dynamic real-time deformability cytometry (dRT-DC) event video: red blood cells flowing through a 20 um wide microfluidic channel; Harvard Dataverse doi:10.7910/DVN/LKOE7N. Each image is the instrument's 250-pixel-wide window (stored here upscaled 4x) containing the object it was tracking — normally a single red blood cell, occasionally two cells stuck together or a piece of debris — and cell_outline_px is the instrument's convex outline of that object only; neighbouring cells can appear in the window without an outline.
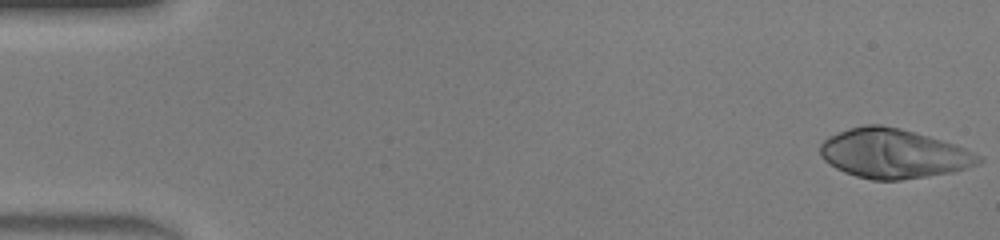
{"species": "human", "species_latin": "Homo sapiens", "temperature_condition": "warm", "stored_images_in_passage": 47, "camera_frame_rate_fps": 3000, "um_per_image_px": 0.085, "donor": {"sex": "male"}, "frame": {"image": 1, "passage_image": 1, "time_ms": 0.0, "image_size_px": [1000, 240], "cell_outline_px": [[984, 160], [976, 164], [952, 172], [900, 180], [872, 180], [856, 176], [844, 172], [836, 168], [824, 160], [820, 156], [820, 144], [828, 136], [848, 128], [864, 124], [880, 124], [900, 128], [928, 136], [964, 148], [980, 156]], "centroid_in_image_um": [75.88, 13.05], "position_along_channel_um": 9.1, "area_um2": 45.26}}
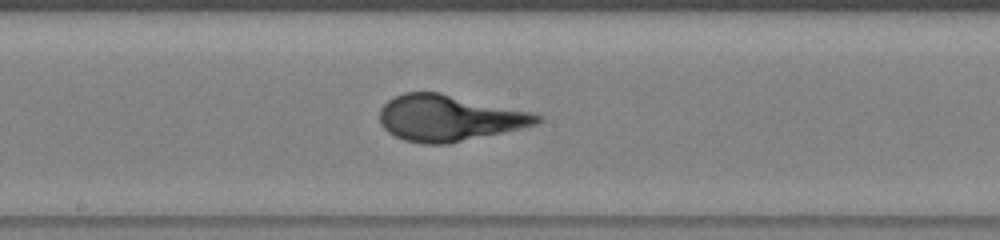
{"frame": {"image": 2, "passage_image": 25, "time_ms": 8.0, "image_size_px": [1000, 240], "cell_outline_px": [[544, 120], [536, 124], [520, 128], [448, 144], [424, 144], [404, 140], [388, 132], [380, 124], [380, 108], [388, 100], [404, 92], [440, 92], [532, 112], [544, 116]], "centroid_in_image_um": [38.16, 10.03], "position_along_channel_um": 210.0, "area_um2": 42.25}}
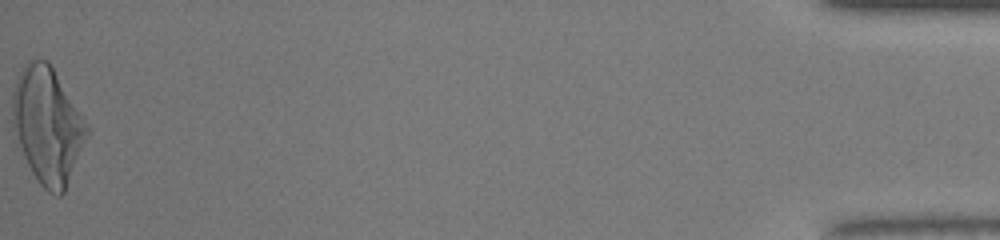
{"frame": {"image": 3, "passage_image": 47, "time_ms": 15.333, "image_size_px": [1000, 240], "cell_outline_px": [[92, 132], [64, 192], [60, 196], [56, 196], [48, 192], [36, 180], [24, 156], [12, 124], [12, 92], [16, 80], [24, 64], [28, 60], [48, 60], [84, 116]], "centroid_in_image_um": [4.08, 10.67], "position_along_channel_um": 431.1, "area_um2": 50.92}}